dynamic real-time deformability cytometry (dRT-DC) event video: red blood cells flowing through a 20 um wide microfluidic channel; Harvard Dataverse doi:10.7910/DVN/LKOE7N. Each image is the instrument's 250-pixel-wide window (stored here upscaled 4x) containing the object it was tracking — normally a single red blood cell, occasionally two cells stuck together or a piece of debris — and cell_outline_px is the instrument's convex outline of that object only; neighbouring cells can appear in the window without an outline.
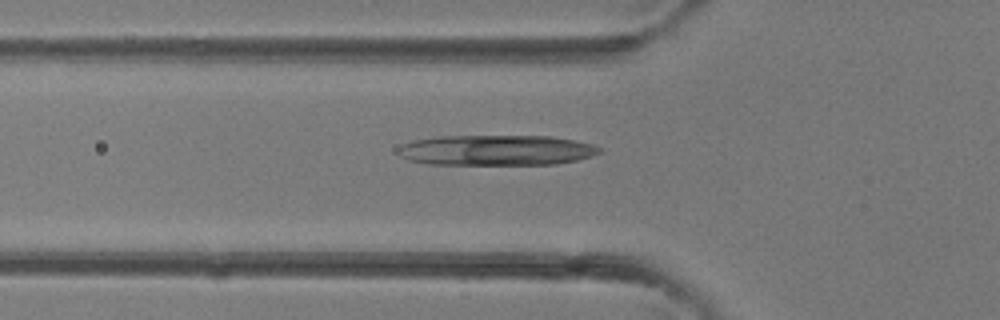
{"species": "common noctule bat (a hibernating species)", "species_latin": "Nyctalus noctula", "temperature_condition": "room temperature", "stored_images_in_passage": 28, "camera_frame_rate_fps": 3000, "um_per_image_px": 0.085, "animal": {"sex": "female"}, "frame": {"image": 1, "passage_image": 5, "time_ms": 1.333, "image_size_px": [1000, 320], "cell_outline_px": [[600, 152], [592, 156], [576, 160], [556, 164], [428, 164], [408, 160], [400, 156], [396, 148], [412, 140], [440, 136], [548, 136], [576, 140], [592, 144], [600, 148]], "centroid_in_image_um": [42.16, 12.76], "position_along_channel_um": 83.6, "area_um2": 35.72}}
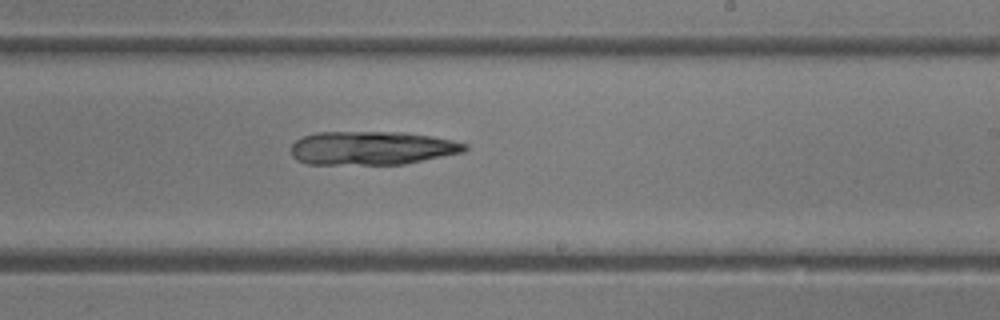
{"frame": {"image": 2, "passage_image": 15, "time_ms": 4.667, "image_size_px": [1000, 320], "cell_outline_px": [[468, 148], [464, 152], [404, 164], [308, 164], [296, 160], [292, 156], [292, 144], [296, 140], [304, 136], [316, 132], [404, 132], [432, 136], [452, 140], [468, 144]], "centroid_in_image_um": [31.62, 12.58], "position_along_channel_um": 257.4, "area_um2": 34.1}}
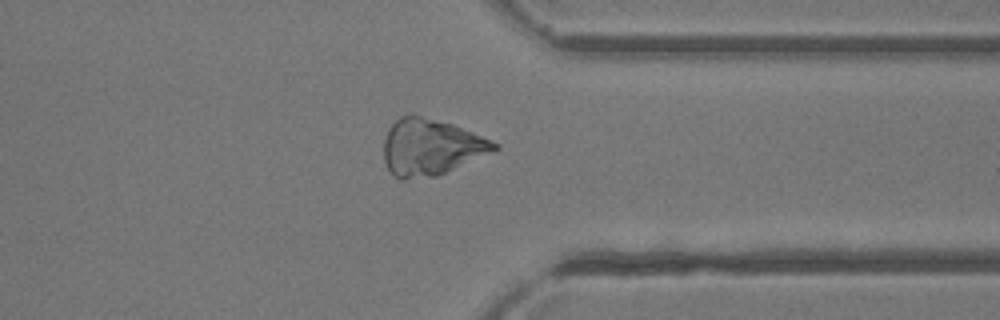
{"frame": {"image": 3, "passage_image": 22, "time_ms": 7.0, "image_size_px": [1000, 320], "cell_outline_px": [[500, 148], [436, 176], [404, 180], [400, 180], [392, 176], [384, 160], [384, 140], [388, 128], [400, 116], [420, 116], [452, 124], [500, 144]], "centroid_in_image_um": [36.58, 12.53], "position_along_channel_um": 374.8, "area_um2": 35.84}}